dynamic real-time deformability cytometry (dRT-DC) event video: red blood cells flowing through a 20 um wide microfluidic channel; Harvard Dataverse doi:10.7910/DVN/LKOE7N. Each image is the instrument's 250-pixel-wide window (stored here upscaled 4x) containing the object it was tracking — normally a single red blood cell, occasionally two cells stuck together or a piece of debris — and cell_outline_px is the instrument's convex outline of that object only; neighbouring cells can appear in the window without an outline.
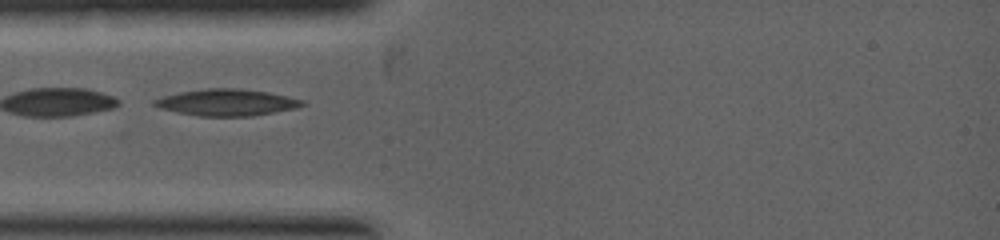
{"species": "common noctule bat (a hibernating species)", "species_latin": "Nyctalus noctula", "temperature_condition": "warm", "stored_images_in_passage": 2, "camera_frame_rate_fps": 5000, "um_per_image_px": 0.085, "animal": {"sex": "female", "body_mass_g": 19.0, "forearm_length_mm": 53.3}, "frame": {"image": 1, "passage_image": 1, "time_ms": 0.0, "image_size_px": [1000, 240], "cell_outline_px": [[304, 104], [296, 108], [252, 116], [200, 116], [176, 112], [160, 108], [152, 104], [152, 100], [164, 96], [180, 92], [208, 88], [236, 88], [268, 92], [288, 96], [304, 100]], "centroid_in_image_um": [19.26, 8.7], "position_along_channel_um": 65.7, "area_um2": 22.83}}